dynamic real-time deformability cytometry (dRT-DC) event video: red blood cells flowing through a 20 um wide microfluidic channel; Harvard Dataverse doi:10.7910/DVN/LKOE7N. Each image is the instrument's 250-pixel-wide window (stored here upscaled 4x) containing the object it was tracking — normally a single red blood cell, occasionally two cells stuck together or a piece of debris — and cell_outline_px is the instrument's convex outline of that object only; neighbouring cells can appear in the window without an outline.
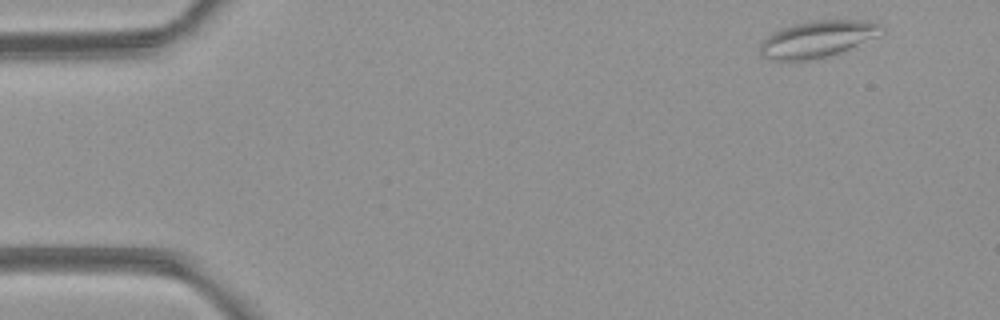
{"species": "common noctule bat (a hibernating species)", "species_latin": "Nyctalus noctula", "temperature_condition": "room temperature", "stored_images_in_passage": 4, "camera_frame_rate_fps": 3000, "um_per_image_px": 0.085, "animal": {"sex": "female", "body_mass_g": 21.9}, "frame": {"image": 1, "passage_image": 1, "time_ms": 0.0, "image_size_px": [1000, 320], "cell_outline_px": [[884, 32], [880, 36], [840, 52], [816, 60], [772, 60], [764, 56], [760, 52], [760, 44], [772, 32], [780, 28], [812, 20], [868, 20], [880, 24], [884, 28]], "centroid_in_image_um": [69.54, 3.31], "position_along_channel_um": 15.5, "area_um2": 26.07}}